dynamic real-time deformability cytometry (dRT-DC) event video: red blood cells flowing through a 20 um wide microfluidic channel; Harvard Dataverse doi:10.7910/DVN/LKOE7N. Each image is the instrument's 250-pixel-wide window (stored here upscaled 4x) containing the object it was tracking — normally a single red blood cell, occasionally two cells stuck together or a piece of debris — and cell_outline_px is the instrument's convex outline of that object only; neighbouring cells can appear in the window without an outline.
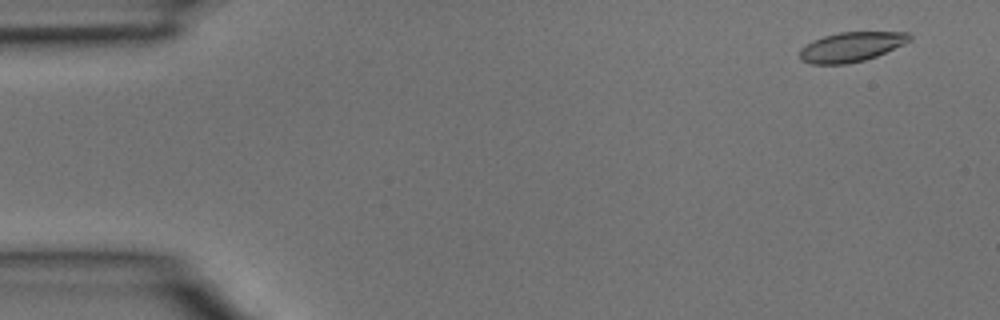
{"species": "common noctule bat (a hibernating species)", "species_latin": "Nyctalus noctula", "temperature_condition": "room temperature", "stored_images_in_passage": 5, "camera_frame_rate_fps": 3000, "um_per_image_px": 0.085, "animal": {"sex": "male", "body_mass_g": 15.6}, "frame": {"image": 1, "passage_image": 1, "time_ms": 0.0, "image_size_px": [1000, 320], "cell_outline_px": [[912, 40], [904, 44], [876, 56], [864, 60], [848, 64], [808, 64], [800, 60], [800, 48], [824, 36], [840, 32], [908, 32], [912, 36]], "centroid_in_image_um": [72.37, 3.99], "position_along_channel_um": 12.6, "area_um2": 18.9}}
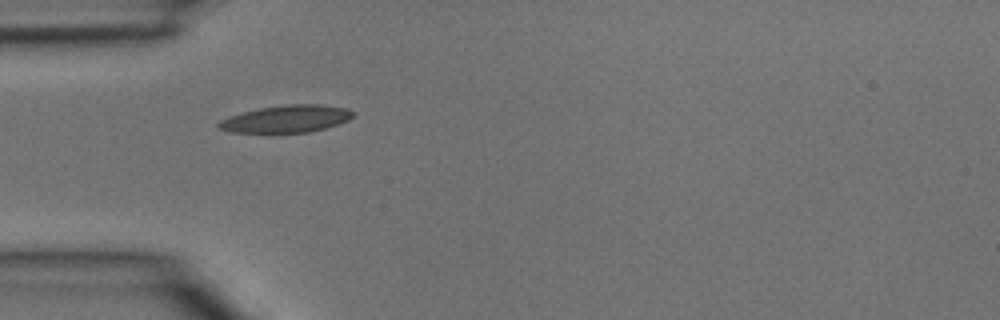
{"frame": {"image": 2, "passage_image": 4, "time_ms": 1.0, "image_size_px": [1000, 320], "cell_outline_px": [[356, 112], [348, 120], [324, 128], [308, 132], [232, 132], [216, 128], [216, 124], [220, 120], [228, 116], [260, 108], [288, 104], [320, 104], [348, 108]], "centroid_in_image_um": [24.33, 10.09], "position_along_channel_um": 60.7, "area_um2": 21.21}}